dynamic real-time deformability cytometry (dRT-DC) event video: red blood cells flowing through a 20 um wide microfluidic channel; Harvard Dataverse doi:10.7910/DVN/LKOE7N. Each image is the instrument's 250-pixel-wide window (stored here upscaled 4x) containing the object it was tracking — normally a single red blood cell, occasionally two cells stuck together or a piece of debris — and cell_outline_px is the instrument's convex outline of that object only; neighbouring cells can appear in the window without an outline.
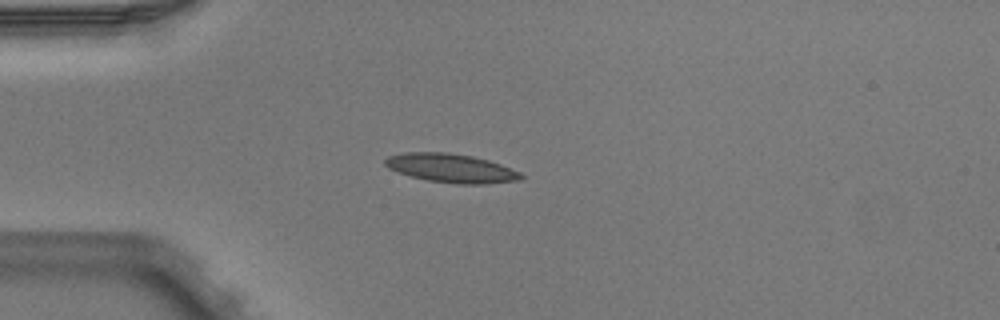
{"species": "Egyptian fruit bat (a non-hibernating species)", "species_latin": "Rousettus aegyptiacus", "temperature_condition": "warm", "stored_images_in_passage": 3, "camera_frame_rate_fps": 3000, "um_per_image_px": 0.085, "animal": {"sex": "male"}, "frame": {"image": 1, "passage_image": 3, "time_ms": 0.667, "image_size_px": [1000, 320], "cell_outline_px": [[524, 176], [520, 180], [488, 184], [460, 184], [428, 180], [412, 176], [388, 168], [384, 164], [384, 160], [388, 156], [404, 152], [448, 152], [472, 156], [488, 160], [500, 164], [520, 172]], "centroid_in_image_um": [38.36, 14.29], "position_along_channel_um": 46.6, "area_um2": 22.72}}